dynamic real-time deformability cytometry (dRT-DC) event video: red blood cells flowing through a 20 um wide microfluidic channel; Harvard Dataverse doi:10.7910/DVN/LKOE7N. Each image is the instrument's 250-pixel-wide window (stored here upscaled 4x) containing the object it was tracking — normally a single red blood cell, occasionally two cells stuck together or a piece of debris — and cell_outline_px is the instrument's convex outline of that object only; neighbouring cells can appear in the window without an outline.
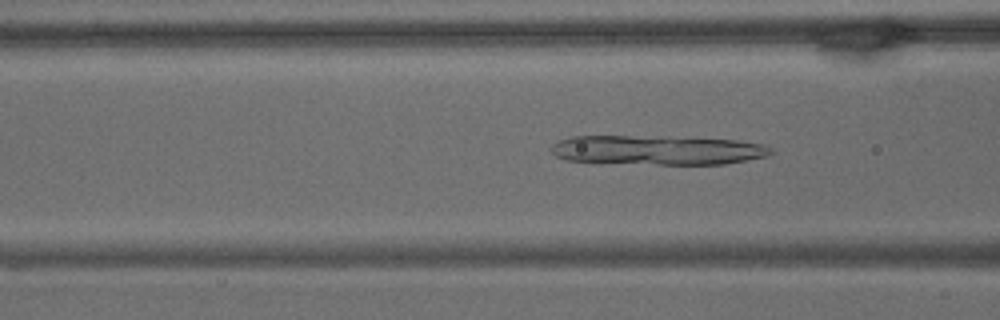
{"species": "common noctule bat (a hibernating species)", "species_latin": "Nyctalus noctula", "temperature_condition": "warm", "stored_images_in_passage": 68, "camera_frame_rate_fps": 3000, "um_per_image_px": 0.085, "animal": {"sex": "male", "body_mass_g": 15.6}, "frame": {"image": 1, "passage_image": 26, "time_ms": 8.333, "image_size_px": [1000, 320], "cell_outline_px": [[776, 152], [768, 156], [748, 160], [724, 164], [592, 164], [564, 160], [556, 156], [548, 148], [552, 144], [560, 140], [572, 136], [668, 136], [736, 140], [764, 144], [772, 148]], "centroid_in_image_um": [55.82, 12.77], "position_along_channel_um": 110.8, "area_um2": 38.9}}
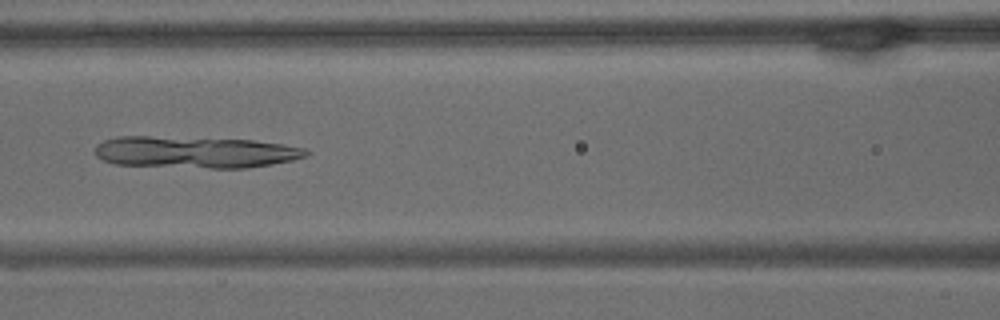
{"frame": {"image": 2, "passage_image": 30, "time_ms": 9.667, "image_size_px": [1000, 320], "cell_outline_px": [[308, 156], [292, 160], [272, 164], [248, 168], [212, 168], [116, 164], [104, 160], [96, 156], [96, 144], [104, 140], [116, 136], [148, 136], [252, 140], [284, 144], [304, 148], [308, 152]], "centroid_in_image_um": [16.59, 12.93], "position_along_channel_um": 150.0, "area_um2": 38.9}}
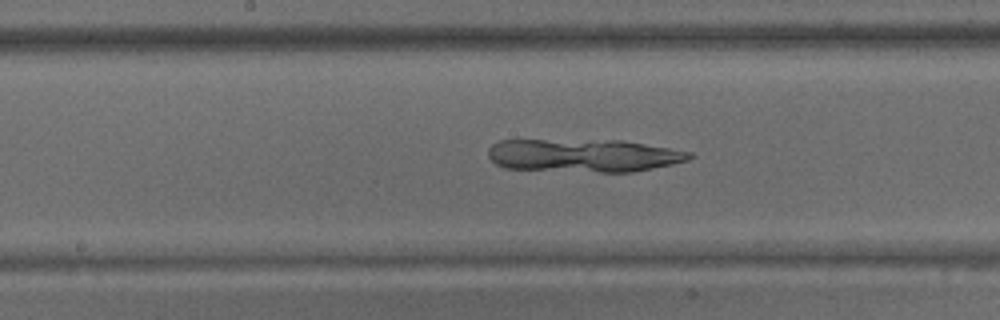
{"frame": {"image": 3, "passage_image": 35, "time_ms": 11.333, "image_size_px": [1000, 320], "cell_outline_px": [[696, 156], [688, 160], [672, 164], [632, 172], [600, 172], [504, 168], [496, 164], [488, 156], [488, 148], [492, 144], [500, 140], [620, 140], [692, 152]], "centroid_in_image_um": [49.59, 13.21], "position_along_channel_um": 198.6, "area_um2": 38.73}}